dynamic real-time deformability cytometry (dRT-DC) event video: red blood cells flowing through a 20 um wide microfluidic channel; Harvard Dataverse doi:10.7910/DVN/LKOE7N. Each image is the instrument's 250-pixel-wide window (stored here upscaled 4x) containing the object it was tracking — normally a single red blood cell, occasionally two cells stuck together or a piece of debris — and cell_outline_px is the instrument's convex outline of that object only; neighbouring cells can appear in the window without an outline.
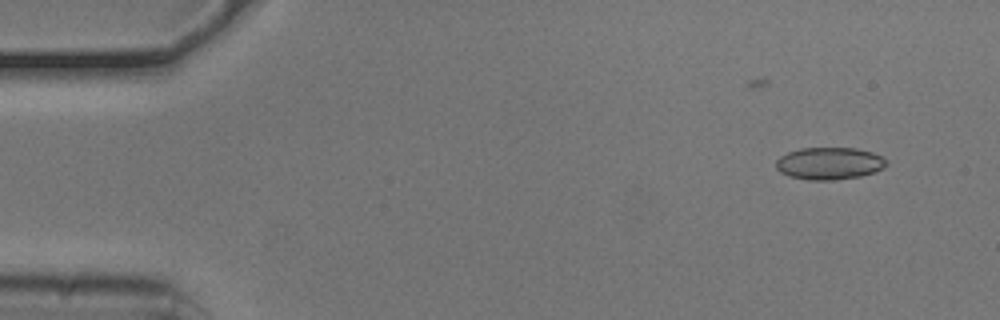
{"species": "common noctule bat (a hibernating species)", "species_latin": "Nyctalus noctula", "temperature_condition": "cold", "stored_images_in_passage": 37, "camera_frame_rate_fps": 3000, "um_per_image_px": 0.085, "animal": {"sex": "male", "body_mass_g": 20.5, "forearm_length_mm": 52.5}, "frame": {"image": 1, "passage_image": 1, "time_ms": 0.0, "image_size_px": [1000, 320], "cell_outline_px": [[888, 164], [884, 168], [860, 176], [832, 180], [808, 180], [788, 176], [780, 172], [776, 168], [776, 160], [780, 156], [788, 152], [800, 148], [856, 148], [872, 152], [884, 156], [888, 160]], "centroid_in_image_um": [70.5, 13.88], "position_along_channel_um": 14.5, "area_um2": 20.92}}
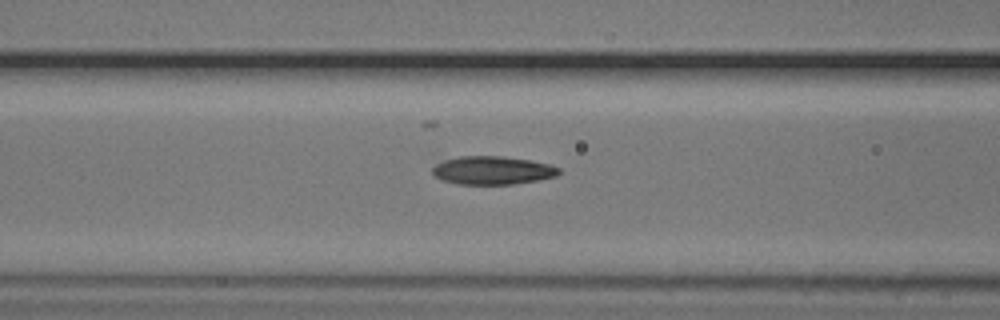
{"frame": {"image": 2, "passage_image": 18, "time_ms": 5.667, "image_size_px": [1000, 320], "cell_outline_px": [[560, 172], [556, 176], [540, 180], [512, 184], [460, 184], [444, 180], [432, 176], [432, 168], [436, 164], [444, 160], [460, 156], [504, 156], [532, 160], [548, 164], [560, 168]], "centroid_in_image_um": [41.87, 14.47], "position_along_channel_um": 124.7, "area_um2": 20.92}}
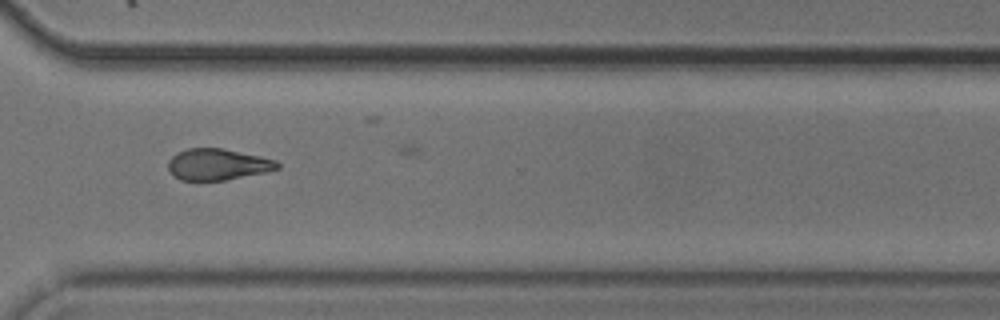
{"frame": {"image": 3, "passage_image": 36, "time_ms": 11.667, "image_size_px": [1000, 320], "cell_outline_px": [[280, 168], [264, 172], [224, 180], [180, 180], [168, 168], [168, 160], [176, 152], [188, 148], [220, 148], [260, 156], [276, 160], [280, 164]], "centroid_in_image_um": [18.49, 13.96], "position_along_channel_um": 352.1, "area_um2": 19.71}}